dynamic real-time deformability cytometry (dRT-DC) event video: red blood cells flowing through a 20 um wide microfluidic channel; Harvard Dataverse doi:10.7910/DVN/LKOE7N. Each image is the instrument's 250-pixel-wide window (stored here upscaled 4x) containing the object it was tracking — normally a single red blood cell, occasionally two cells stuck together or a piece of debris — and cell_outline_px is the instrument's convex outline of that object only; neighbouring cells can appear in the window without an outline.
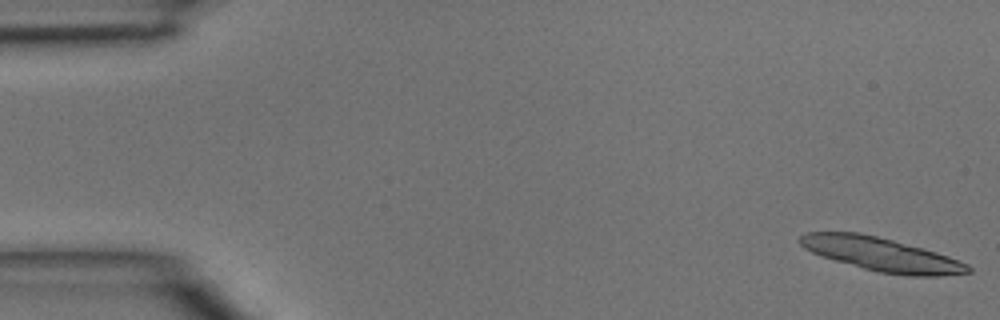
{"species": "common noctule bat (a hibernating species)", "species_latin": "Nyctalus noctula", "temperature_condition": "room temperature", "stored_images_in_passage": 5, "segment_of_instrument_passage": [1, 2], "camera_frame_rate_fps": 3000, "um_per_image_px": 0.085, "animal": {"sex": "male", "body_mass_g": 15.6}, "frame": {"image": 1, "passage_image": 1, "time_ms": 0.0, "image_size_px": [1000, 320], "cell_outline_px": [[972, 272], [940, 276], [908, 276], [880, 272], [864, 268], [820, 256], [804, 248], [800, 244], [800, 236], [808, 232], [860, 232], [924, 248], [948, 256], [968, 264], [972, 268]], "centroid_in_image_um": [74.94, 21.62], "position_along_channel_um": 10.1, "area_um2": 32.71}}